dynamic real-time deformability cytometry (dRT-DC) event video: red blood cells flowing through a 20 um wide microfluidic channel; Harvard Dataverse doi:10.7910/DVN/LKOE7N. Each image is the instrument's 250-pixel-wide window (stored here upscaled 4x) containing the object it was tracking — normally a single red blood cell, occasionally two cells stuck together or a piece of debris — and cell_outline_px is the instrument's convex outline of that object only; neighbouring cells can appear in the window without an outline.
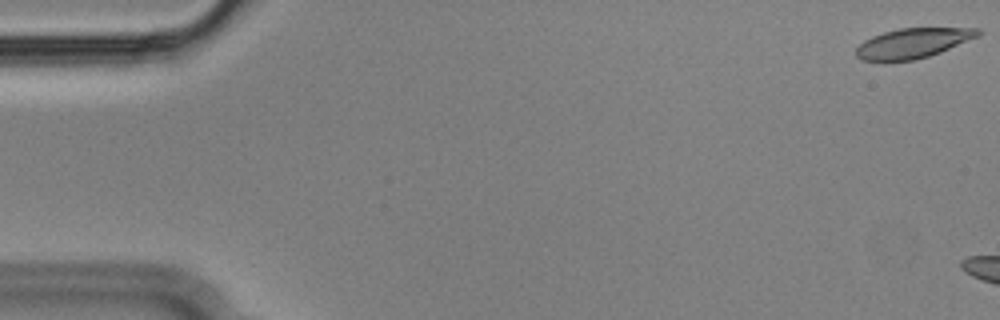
{"species": "Egyptian fruit bat (a non-hibernating species)", "species_latin": "Rousettus aegyptiacus", "temperature_condition": "cold", "stored_images_in_passage": 10, "camera_frame_rate_fps": 3000, "um_per_image_px": 0.085, "animal": {"sex": "male"}, "frame": {"image": 1, "passage_image": 1, "time_ms": 0.0, "image_size_px": [1000, 320], "cell_outline_px": [[980, 36], [940, 52], [916, 60], [884, 64], [880, 64], [860, 60], [856, 56], [856, 48], [864, 40], [872, 36], [896, 28], [980, 28]], "centroid_in_image_um": [77.51, 3.72], "position_along_channel_um": 7.5, "area_um2": 21.96}}